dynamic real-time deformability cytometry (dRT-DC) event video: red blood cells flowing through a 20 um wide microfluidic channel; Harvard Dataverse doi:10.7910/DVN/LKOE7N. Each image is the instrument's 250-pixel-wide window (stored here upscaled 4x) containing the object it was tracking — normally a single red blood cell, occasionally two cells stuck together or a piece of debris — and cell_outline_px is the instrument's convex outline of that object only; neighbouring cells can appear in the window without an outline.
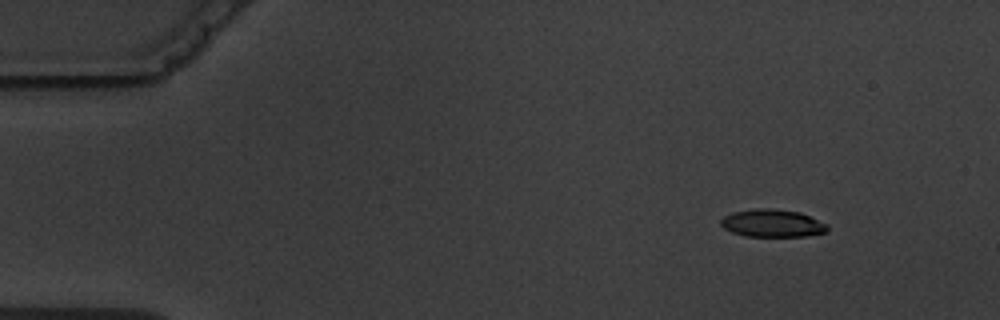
{"species": "common noctule bat (a hibernating species)", "species_latin": "Nyctalus noctula", "temperature_condition": "warm", "stored_images_in_passage": 4, "camera_frame_rate_fps": 3000, "um_per_image_px": 0.085, "animal": {"sex": "male", "body_mass_g": 19.5, "forearm_length_mm": 54.6}, "frame": {"image": 1, "passage_image": 1, "time_ms": 0.0, "image_size_px": [1000, 320], "cell_outline_px": [[828, 228], [824, 232], [804, 236], [744, 236], [732, 232], [724, 228], [720, 224], [720, 220], [724, 216], [732, 212], [756, 208], [772, 208], [800, 212], [828, 224]], "centroid_in_image_um": [65.62, 18.96], "position_along_channel_um": 19.4, "area_um2": 17.17}}
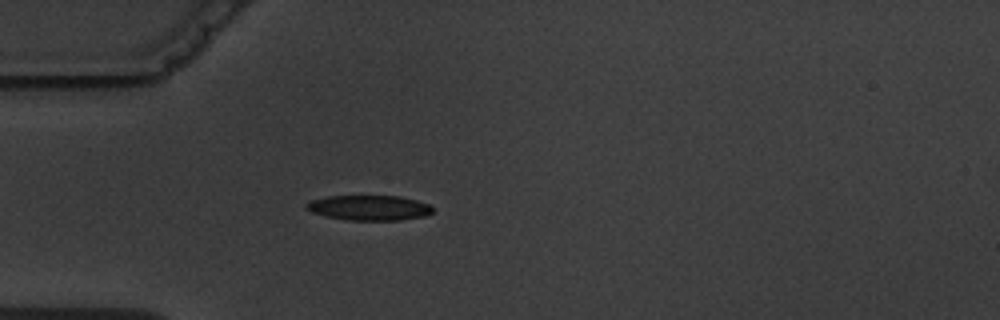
{"frame": {"image": 2, "passage_image": 4, "time_ms": 3.333, "image_size_px": [1000, 320], "cell_outline_px": [[432, 212], [424, 216], [400, 220], [348, 220], [324, 216], [312, 212], [304, 208], [304, 204], [312, 200], [328, 196], [400, 196], [416, 200], [428, 204], [432, 208]], "centroid_in_image_um": [31.34, 17.66], "position_along_channel_um": 53.7, "area_um2": 18.44}}